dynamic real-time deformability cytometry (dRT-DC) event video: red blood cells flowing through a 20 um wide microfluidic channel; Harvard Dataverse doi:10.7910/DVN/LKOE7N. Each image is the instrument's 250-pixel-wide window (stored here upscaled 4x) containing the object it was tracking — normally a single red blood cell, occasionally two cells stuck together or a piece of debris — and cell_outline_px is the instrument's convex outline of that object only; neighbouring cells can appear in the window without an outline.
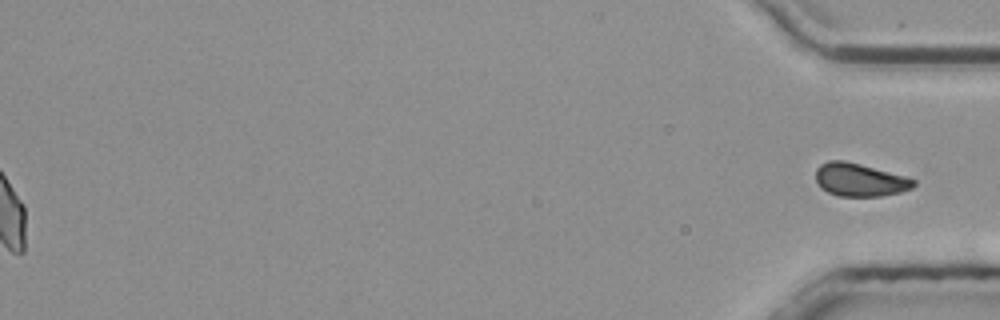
{"species": "common noctule bat (a hibernating species)", "species_latin": "Nyctalus noctula", "temperature_condition": "room temperature", "stored_images_in_passage": 56, "segment_of_instrument_passage": [2, 2], "camera_frame_rate_fps": 3000, "um_per_image_px": 0.085, "animal": {"sex": "male", "body_mass_g": 20.4}, "frame": {"image": 1, "passage_image": 56, "time_ms": 18.333, "image_size_px": [1000, 320], "cell_outline_px": [[916, 184], [912, 188], [900, 192], [880, 196], [836, 196], [820, 188], [816, 184], [816, 168], [820, 164], [828, 160], [844, 160], [860, 164], [904, 176], [916, 180]], "centroid_in_image_um": [73.03, 15.29], "position_along_channel_um": 362.2, "area_um2": 18.9}}